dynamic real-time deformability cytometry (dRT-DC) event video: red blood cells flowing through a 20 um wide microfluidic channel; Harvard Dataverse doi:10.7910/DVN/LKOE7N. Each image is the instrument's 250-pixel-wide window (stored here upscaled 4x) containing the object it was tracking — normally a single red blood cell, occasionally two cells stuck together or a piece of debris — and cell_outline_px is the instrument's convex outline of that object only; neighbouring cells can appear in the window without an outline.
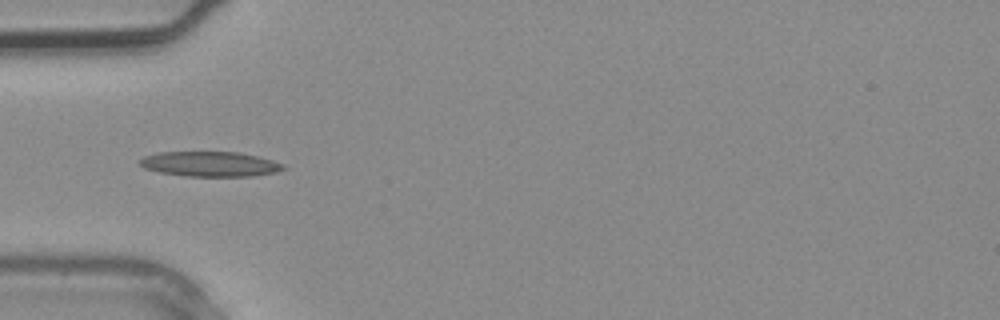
{"species": "common noctule bat (a hibernating species)", "species_latin": "Nyctalus noctula", "temperature_condition": "warm", "stored_images_in_passage": 3, "camera_frame_rate_fps": 3000, "um_per_image_px": 0.085, "animal": {"sex": "male", "body_mass_g": 20.4}, "frame": {"image": 1, "passage_image": 3, "time_ms": 0.667, "image_size_px": [1000, 320], "cell_outline_px": [[288, 168], [276, 172], [252, 176], [184, 176], [160, 172], [144, 168], [140, 164], [140, 160], [144, 156], [160, 152], [240, 152], [272, 160], [284, 164]], "centroid_in_image_um": [17.88, 13.94], "position_along_channel_um": 67.1, "area_um2": 20.87}}